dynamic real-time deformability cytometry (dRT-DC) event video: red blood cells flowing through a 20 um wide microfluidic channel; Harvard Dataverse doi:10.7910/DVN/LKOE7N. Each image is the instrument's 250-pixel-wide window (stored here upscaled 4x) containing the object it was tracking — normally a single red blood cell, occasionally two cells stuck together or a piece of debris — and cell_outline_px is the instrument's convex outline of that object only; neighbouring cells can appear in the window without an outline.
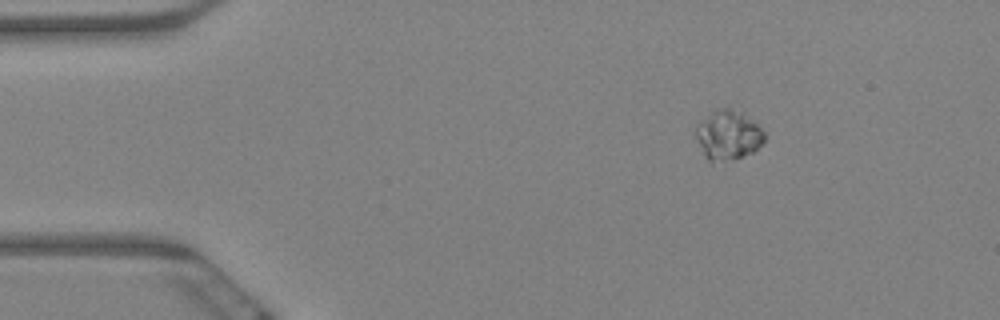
{"species": "Egyptian fruit bat (a non-hibernating species)", "species_latin": "Rousettus aegyptiacus", "temperature_condition": "warm", "stored_images_in_passage": 9, "camera_frame_rate_fps": 3000, "um_per_image_px": 0.085, "animal": {"sex": "female"}, "frame": {"image": 1, "passage_image": 1, "time_ms": 0.0, "image_size_px": [1000, 320], "cell_outline_px": [[764, 140], [752, 152], [732, 160], [708, 160], [704, 156], [696, 136], [696, 124], [700, 120], [716, 108], [728, 108], [740, 112], [752, 120], [764, 132]], "centroid_in_image_um": [61.85, 11.46], "position_along_channel_um": 23.1, "area_um2": 19.36}}